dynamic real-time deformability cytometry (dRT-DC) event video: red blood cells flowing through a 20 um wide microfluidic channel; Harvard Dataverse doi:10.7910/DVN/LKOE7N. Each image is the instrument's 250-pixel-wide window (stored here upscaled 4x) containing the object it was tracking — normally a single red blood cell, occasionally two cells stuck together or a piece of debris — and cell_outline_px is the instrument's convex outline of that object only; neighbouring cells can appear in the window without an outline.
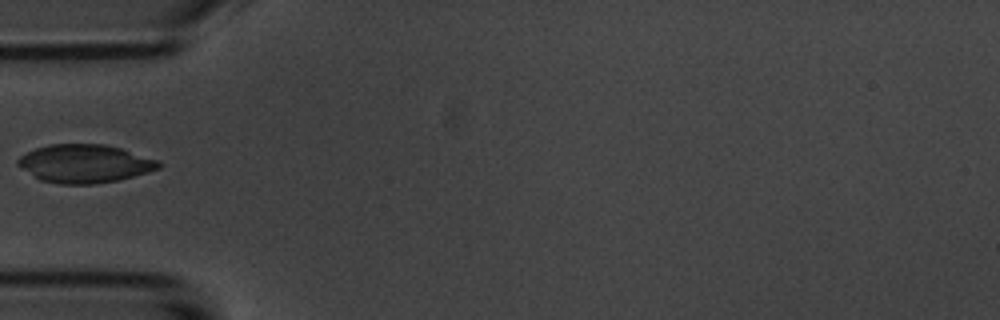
{"species": "common noctule bat (a hibernating species)", "species_latin": "Nyctalus noctula", "temperature_condition": "room temperature", "stored_images_in_passage": 5, "camera_frame_rate_fps": 3000, "um_per_image_px": 0.085, "animal": {"sex": "male", "body_mass_g": 20.1, "forearm_length_mm": 53.5}, "frame": {"image": 1, "passage_image": 5, "time_ms": 5.333, "image_size_px": [1000, 320], "cell_outline_px": [[164, 164], [160, 168], [132, 176], [116, 180], [92, 184], [60, 184], [40, 180], [16, 164], [16, 160], [20, 156], [36, 148], [48, 144], [104, 144], [120, 148], [160, 160]], "centroid_in_image_um": [7.21, 13.9], "position_along_channel_um": 77.8, "area_um2": 31.27}}